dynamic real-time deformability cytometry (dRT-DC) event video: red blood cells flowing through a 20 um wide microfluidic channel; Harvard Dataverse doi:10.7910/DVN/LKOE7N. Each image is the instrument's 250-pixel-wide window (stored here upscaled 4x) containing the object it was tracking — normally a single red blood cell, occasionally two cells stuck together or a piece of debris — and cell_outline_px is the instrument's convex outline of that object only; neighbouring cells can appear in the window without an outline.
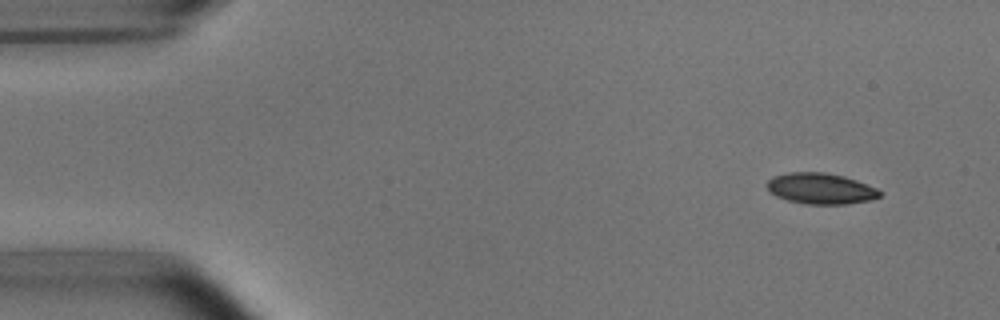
{"species": "common noctule bat (a hibernating species)", "species_latin": "Nyctalus noctula", "temperature_condition": "room temperature", "stored_images_in_passage": 49, "camera_frame_rate_fps": 3000, "um_per_image_px": 0.085, "animal": {"sex": "male", "body_mass_g": 15.6}, "frame": {"image": 1, "passage_image": 1, "time_ms": 0.0, "image_size_px": [1000, 320], "cell_outline_px": [[880, 196], [872, 200], [848, 204], [808, 204], [788, 200], [776, 196], [768, 188], [768, 180], [772, 176], [792, 172], [824, 172], [844, 176], [856, 180], [876, 188], [880, 192]], "centroid_in_image_um": [69.77, 16.03], "position_along_channel_um": 15.2, "area_um2": 20.17}}
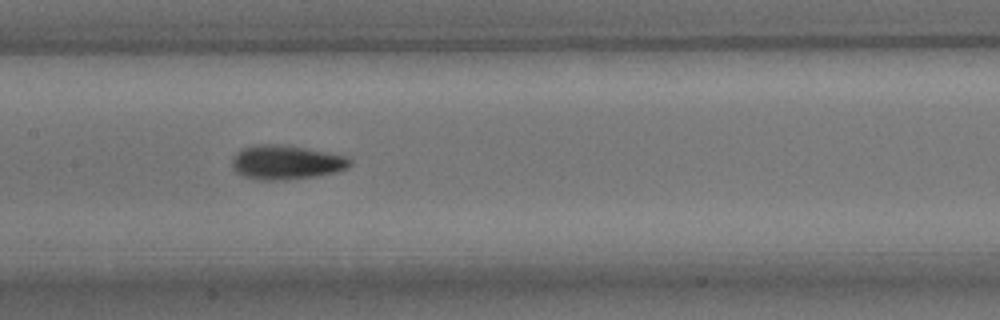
{"frame": {"image": 2, "passage_image": 22, "time_ms": 7.0, "image_size_px": [1000, 320], "cell_outline_px": [[352, 164], [344, 168], [332, 172], [316, 176], [280, 180], [256, 180], [244, 176], [236, 172], [232, 168], [232, 156], [240, 148], [252, 144], [280, 144], [304, 148], [344, 156], [352, 160]], "centroid_in_image_um": [24.22, 13.79], "position_along_channel_um": 183.2, "area_um2": 23.41}}
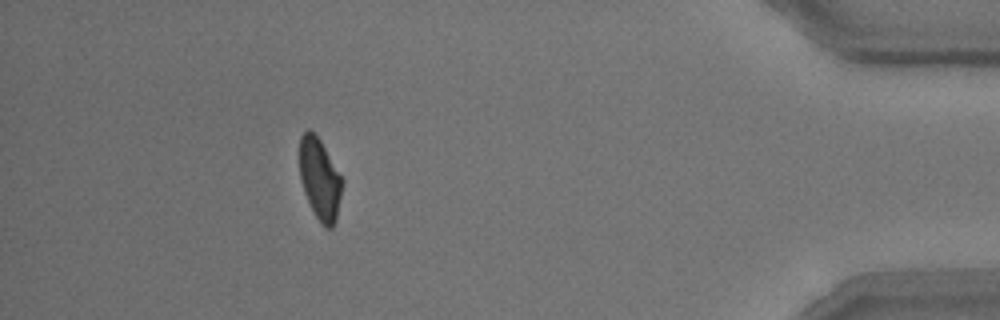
{"frame": {"image": 3, "passage_image": 44, "time_ms": 14.333, "image_size_px": [1000, 320], "cell_outline_px": [[344, 180], [336, 220], [332, 228], [324, 228], [316, 216], [304, 192], [300, 176], [300, 136], [308, 128], [320, 140]], "centroid_in_image_um": [27.2, 15.23], "position_along_channel_um": 408.0, "area_um2": 20.06}, "authors_computed_cell_mechanics": {"area_um2": 21.4438, "velocity_mm_per_s": 3.804, "shape_relaxation_time_tau1_ms": 2.9963, "shape_relaxation_time_tau2_ms": 2.1776, "deformation_change_tau1": 0.115, "deformation_change_tau2": 0.0662}}